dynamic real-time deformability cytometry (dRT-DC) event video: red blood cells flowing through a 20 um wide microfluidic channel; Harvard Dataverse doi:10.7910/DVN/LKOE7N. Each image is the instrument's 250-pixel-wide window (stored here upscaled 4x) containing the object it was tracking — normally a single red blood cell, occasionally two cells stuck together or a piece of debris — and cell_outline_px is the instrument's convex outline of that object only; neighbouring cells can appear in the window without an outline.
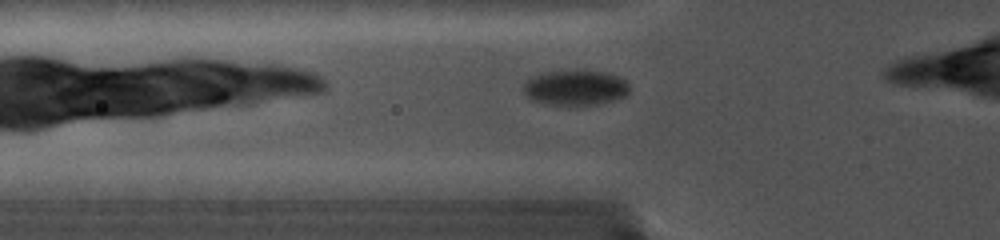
{"species": "common noctule bat (a hibernating species)", "species_latin": "Nyctalus noctula", "temperature_condition": "cold", "stored_images_in_passage": 55, "camera_frame_rate_fps": 5000, "um_per_image_px": 0.085, "animal": {"sex": "female", "body_mass_g": 19.0, "forearm_length_mm": 56.7}, "frame": {"image": 1, "passage_image": 8, "time_ms": 1.4, "image_size_px": [1000, 240], "cell_outline_px": [[628, 92], [624, 96], [612, 100], [596, 104], [544, 104], [528, 100], [524, 92], [524, 84], [532, 76], [544, 72], [604, 72], [620, 76], [628, 84]], "centroid_in_image_um": [48.86, 7.47], "position_along_channel_um": 76.9, "area_um2": 21.21}}
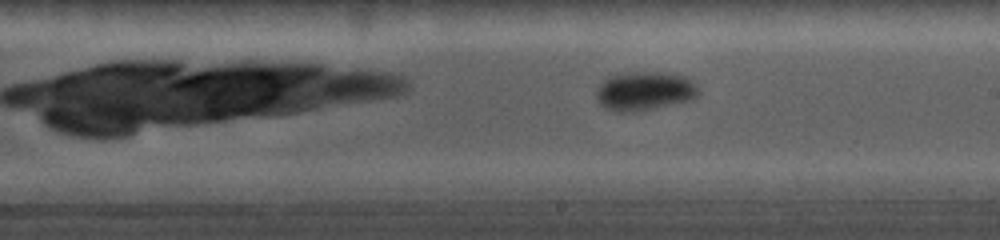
{"frame": {"image": 2, "passage_image": 29, "time_ms": 5.6, "image_size_px": [1000, 240], "cell_outline_px": [[700, 92], [692, 100], [632, 112], [616, 112], [604, 108], [600, 104], [596, 96], [596, 92], [600, 84], [608, 76], [628, 72], [660, 72], [684, 76], [696, 84]], "centroid_in_image_um": [54.77, 7.74], "position_along_channel_um": 234.2, "area_um2": 23.12}}
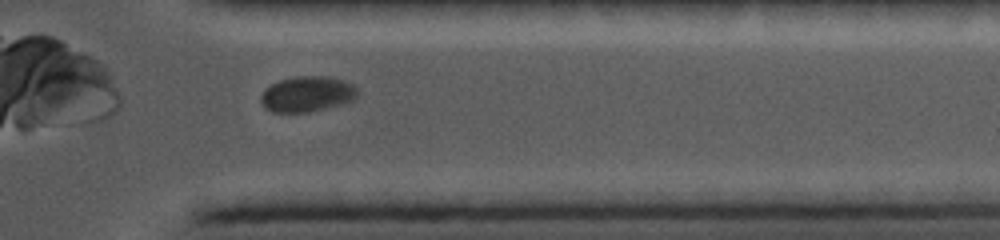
{"frame": {"image": 3, "passage_image": 49, "time_ms": 9.6, "image_size_px": [1000, 240], "cell_outline_px": [[356, 96], [352, 100], [328, 108], [308, 112], [272, 112], [260, 100], [260, 96], [264, 88], [280, 80], [300, 76], [324, 76], [344, 80], [352, 84], [356, 88]], "centroid_in_image_um": [26.09, 7.99], "position_along_channel_um": 385.3, "area_um2": 19.77}}